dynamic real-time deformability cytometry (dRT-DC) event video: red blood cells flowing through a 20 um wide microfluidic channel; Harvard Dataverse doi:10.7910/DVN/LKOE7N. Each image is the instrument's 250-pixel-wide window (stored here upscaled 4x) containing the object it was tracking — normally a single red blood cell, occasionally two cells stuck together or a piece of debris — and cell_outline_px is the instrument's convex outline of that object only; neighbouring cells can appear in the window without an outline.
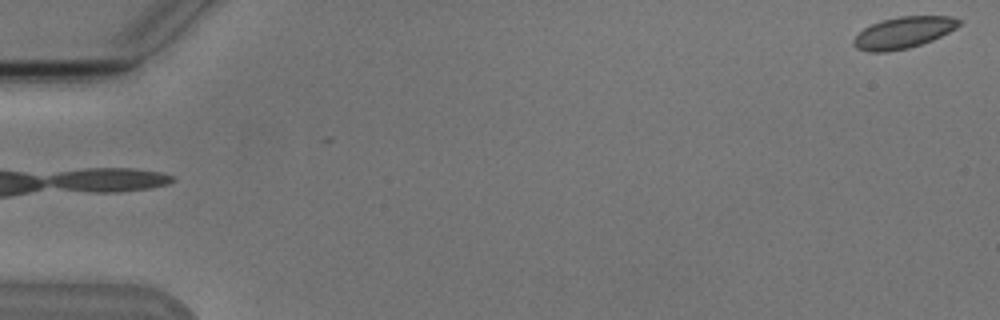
{"species": "Egyptian fruit bat (a non-hibernating species)", "species_latin": "Rousettus aegyptiacus", "temperature_condition": "cold", "stored_images_in_passage": 4, "segment_of_instrument_passage": [2, 2], "camera_frame_rate_fps": 3000, "um_per_image_px": 0.085, "animal": {"sex": "male"}, "frame": {"image": 1, "passage_image": 4, "time_ms": 3.333, "image_size_px": [1000, 320], "cell_outline_px": [[960, 24], [956, 28], [932, 40], [908, 48], [888, 52], [868, 52], [856, 48], [852, 44], [852, 40], [864, 28], [872, 24], [884, 20], [900, 16], [952, 16], [960, 20]], "centroid_in_image_um": [76.77, 2.78], "position_along_channel_um": 8.2, "area_um2": 19.19}}